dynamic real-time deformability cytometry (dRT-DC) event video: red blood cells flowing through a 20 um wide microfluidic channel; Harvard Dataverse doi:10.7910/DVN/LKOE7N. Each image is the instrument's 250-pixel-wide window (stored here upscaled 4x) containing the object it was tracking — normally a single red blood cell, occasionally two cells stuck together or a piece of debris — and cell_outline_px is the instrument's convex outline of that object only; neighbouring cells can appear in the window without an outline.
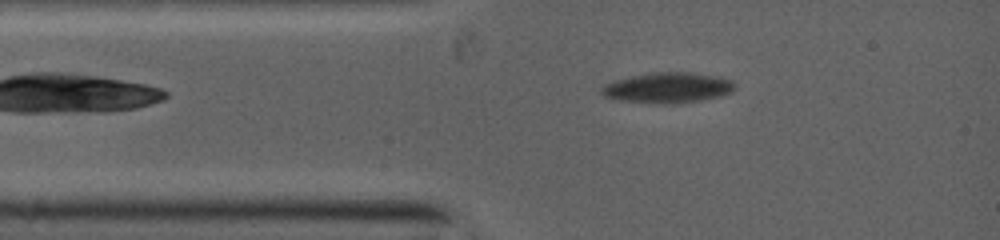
{"species": "common noctule bat (a hibernating species)", "species_latin": "Nyctalus noctula", "temperature_condition": "warm", "stored_images_in_passage": 18, "camera_frame_rate_fps": 5000, "um_per_image_px": 0.085, "animal": {"sex": "female", "body_mass_g": 19.0, "forearm_length_mm": 53.3}, "frame": {"image": 1, "passage_image": 3, "time_ms": 0.8, "image_size_px": [1000, 240], "cell_outline_px": [[736, 88], [732, 92], [720, 96], [700, 100], [616, 100], [604, 96], [600, 92], [600, 88], [604, 84], [616, 80], [632, 76], [664, 72], [688, 72], [720, 76], [732, 80], [736, 84]], "centroid_in_image_um": [56.82, 7.39], "position_along_channel_um": 28.2, "area_um2": 22.37}}
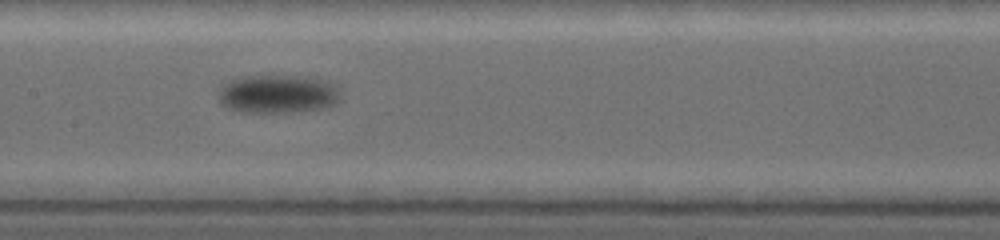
{"frame": {"image": 2, "passage_image": 12, "time_ms": 5.0, "image_size_px": [1000, 240], "cell_outline_px": [[332, 100], [328, 104], [304, 108], [272, 112], [268, 112], [232, 108], [224, 104], [220, 100], [220, 92], [232, 80], [256, 76], [284, 76], [312, 80], [324, 84], [332, 88]], "centroid_in_image_um": [23.37, 7.97], "position_along_channel_um": 184.0, "area_um2": 23.47}}
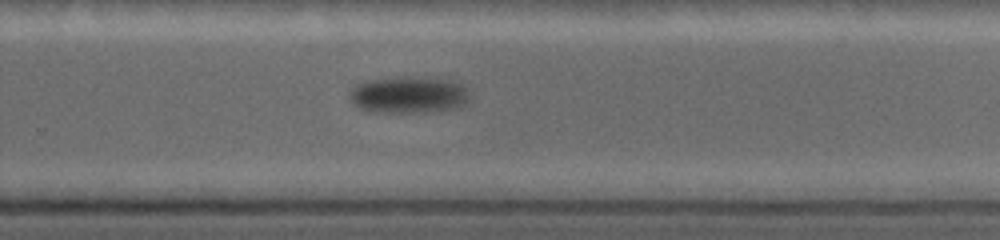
{"frame": {"image": 3, "passage_image": 18, "time_ms": 7.8, "image_size_px": [1000, 240], "cell_outline_px": [[464, 100], [460, 104], [444, 108], [400, 112], [392, 112], [364, 108], [356, 104], [348, 96], [352, 88], [368, 80], [436, 80], [456, 84], [464, 88]], "centroid_in_image_um": [34.56, 8.08], "position_along_channel_um": 295.2, "area_um2": 22.31}}